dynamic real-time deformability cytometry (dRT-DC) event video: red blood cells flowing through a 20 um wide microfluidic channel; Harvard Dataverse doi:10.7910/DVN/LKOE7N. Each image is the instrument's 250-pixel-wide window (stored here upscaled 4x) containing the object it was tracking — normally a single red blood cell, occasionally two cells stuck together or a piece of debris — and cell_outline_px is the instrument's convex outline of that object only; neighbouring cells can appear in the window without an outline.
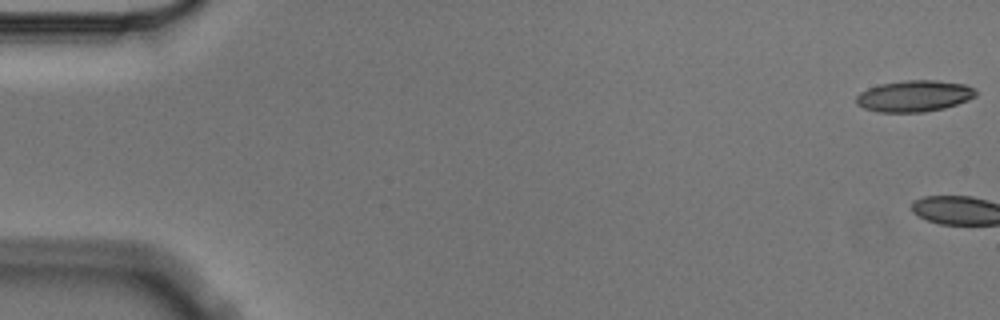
{"species": "Egyptian fruit bat (a non-hibernating species)", "species_latin": "Rousettus aegyptiacus", "temperature_condition": "cold", "stored_images_in_passage": 6, "camera_frame_rate_fps": 3000, "um_per_image_px": 0.085, "animal": {"sex": "male"}, "frame": {"image": 1, "passage_image": 1, "time_ms": 0.0, "image_size_px": [1000, 320], "cell_outline_px": [[976, 96], [968, 100], [944, 108], [924, 112], [876, 112], [864, 108], [856, 104], [856, 96], [860, 92], [868, 88], [880, 84], [908, 80], [936, 80], [964, 84], [976, 88]], "centroid_in_image_um": [77.71, 8.16], "position_along_channel_um": 7.3, "area_um2": 21.91}}
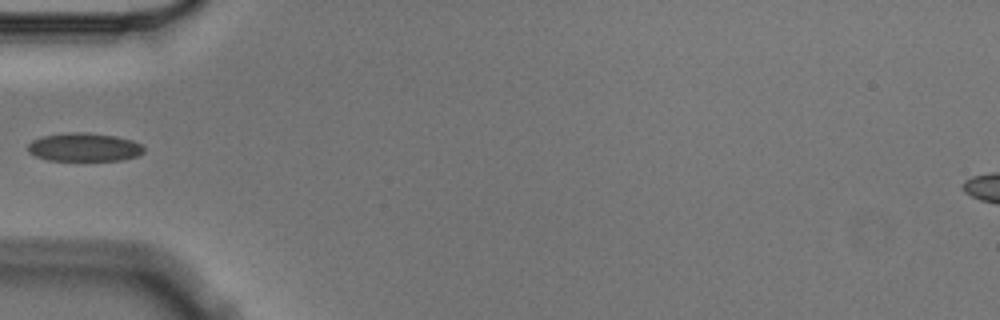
{"frame": {"image": 2, "passage_image": 6, "time_ms": 1.667, "image_size_px": [1000, 320], "cell_outline_px": [[144, 152], [136, 156], [120, 160], [48, 160], [36, 156], [28, 152], [28, 144], [32, 140], [40, 136], [64, 132], [84, 132], [116, 136], [132, 140], [140, 144], [144, 148]], "centroid_in_image_um": [7.12, 12.5], "position_along_channel_um": 77.9, "area_um2": 19.25}}